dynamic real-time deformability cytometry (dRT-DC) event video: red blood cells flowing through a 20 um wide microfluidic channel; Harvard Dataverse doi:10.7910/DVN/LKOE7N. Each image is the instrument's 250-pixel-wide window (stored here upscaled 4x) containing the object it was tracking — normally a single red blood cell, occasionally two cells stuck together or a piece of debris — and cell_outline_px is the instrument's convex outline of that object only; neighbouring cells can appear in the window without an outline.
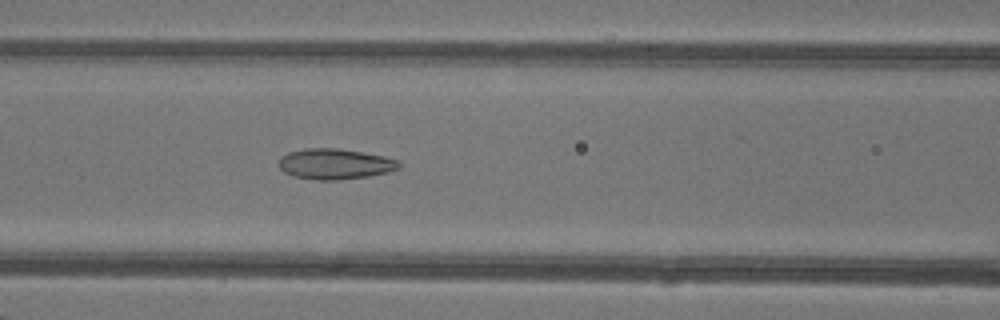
{"species": "common noctule bat (a hibernating species)", "species_latin": "Nyctalus noctula", "temperature_condition": "warm", "stored_images_in_passage": 34, "camera_frame_rate_fps": 3000, "um_per_image_px": 0.085, "animal": {"sex": "female"}, "frame": {"image": 1, "passage_image": 7, "time_ms": 2.0, "image_size_px": [1000, 320], "cell_outline_px": [[400, 168], [388, 172], [368, 176], [336, 180], [316, 180], [292, 176], [284, 172], [280, 168], [280, 156], [288, 152], [308, 148], [340, 148], [384, 156], [396, 160], [400, 164]], "centroid_in_image_um": [28.45, 13.93], "position_along_channel_um": 138.1, "area_um2": 21.39}}
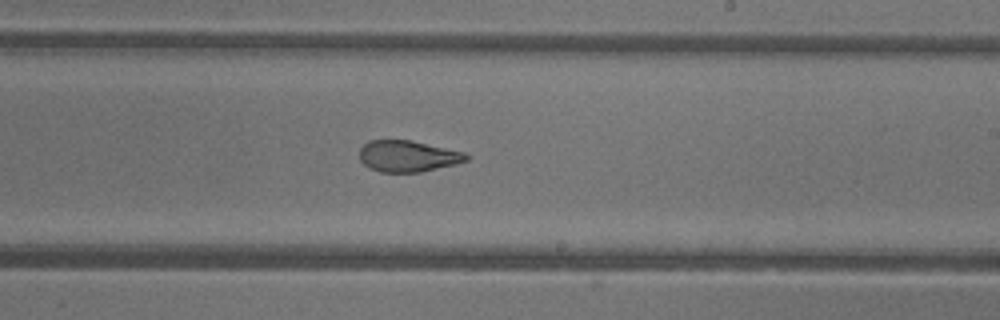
{"frame": {"image": 2, "passage_image": 15, "time_ms": 4.667, "image_size_px": [1000, 320], "cell_outline_px": [[468, 160], [456, 164], [420, 172], [380, 172], [368, 168], [360, 160], [360, 148], [368, 140], [412, 140], [464, 152], [468, 156]], "centroid_in_image_um": [34.64, 13.27], "position_along_channel_um": 254.4, "area_um2": 19.54}}
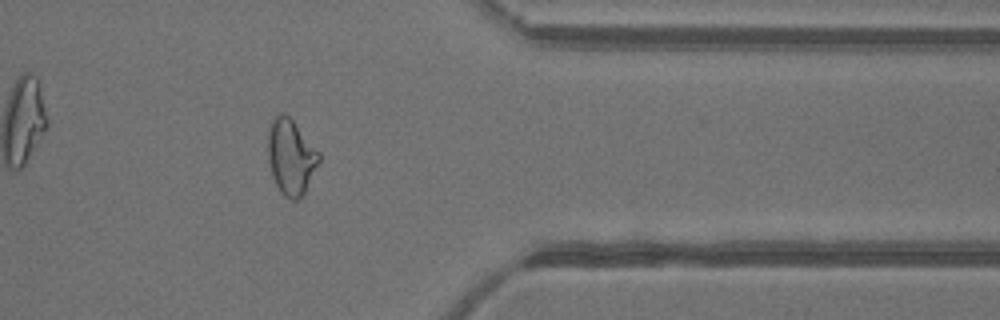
{"frame": {"image": 3, "passage_image": 25, "time_ms": 8.0, "image_size_px": [1000, 320], "cell_outline_px": [[320, 160], [300, 200], [292, 200], [284, 196], [280, 192], [272, 176], [268, 160], [268, 128], [272, 120], [280, 112], [288, 116], [292, 120], [320, 152]], "centroid_in_image_um": [24.72, 13.35], "position_along_channel_um": 386.7, "area_um2": 22.31}, "authors_computed_cell_mechanics": {"area_um2": 21.2126, "velocity_mm_per_s": 4.3693, "shape_relaxation_time_tau1_ms": null, "shape_relaxation_time_tau2_ms": 1.4575, "deformation_change_tau1": null, "deformation_change_tau2": 0.088}}